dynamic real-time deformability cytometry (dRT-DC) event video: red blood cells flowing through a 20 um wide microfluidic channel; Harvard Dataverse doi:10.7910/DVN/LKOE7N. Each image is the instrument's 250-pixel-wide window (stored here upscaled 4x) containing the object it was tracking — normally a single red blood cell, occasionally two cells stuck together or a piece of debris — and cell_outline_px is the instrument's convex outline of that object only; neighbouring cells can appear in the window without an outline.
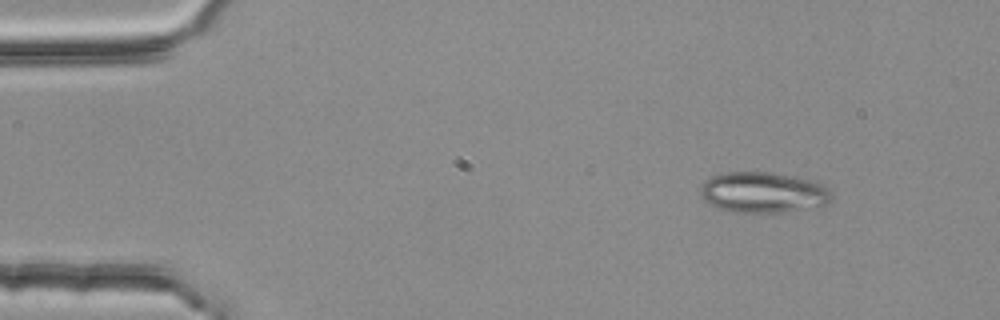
{"species": "common noctule bat (a hibernating species)", "species_latin": "Nyctalus noctula", "temperature_condition": "room temperature", "stored_images_in_passage": 3, "camera_frame_rate_fps": 3000, "um_per_image_px": 0.085, "animal": {"sex": "female", "body_mass_g": 25.1}, "frame": {"image": 1, "passage_image": 1, "time_ms": 0.0, "image_size_px": [1000, 320], "cell_outline_px": [[832, 200], [828, 204], [784, 212], [736, 212], [716, 208], [708, 204], [704, 200], [700, 192], [700, 188], [712, 176], [728, 172], [768, 172], [792, 176], [812, 180], [824, 184], [828, 188], [832, 196]], "centroid_in_image_um": [64.89, 16.36], "position_along_channel_um": 20.1, "area_um2": 31.04}}